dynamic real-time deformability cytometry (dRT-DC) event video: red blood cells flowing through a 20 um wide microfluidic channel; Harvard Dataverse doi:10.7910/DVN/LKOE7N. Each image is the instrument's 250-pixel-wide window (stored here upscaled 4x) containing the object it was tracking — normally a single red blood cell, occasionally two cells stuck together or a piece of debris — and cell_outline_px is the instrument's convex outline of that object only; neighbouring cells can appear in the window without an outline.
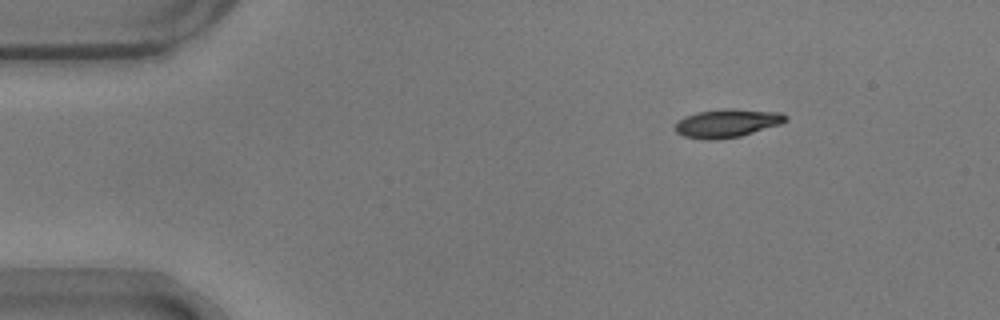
{"species": "common noctule bat (a hibernating species)", "species_latin": "Nyctalus noctula", "temperature_condition": "warm", "stored_images_in_passage": 48, "camera_frame_rate_fps": 3000, "um_per_image_px": 0.085, "animal": {"sex": "male", "body_mass_g": 17.9}, "frame": {"image": 1, "passage_image": 1, "time_ms": 0.0, "image_size_px": [1000, 320], "cell_outline_px": [[788, 120], [780, 124], [740, 136], [716, 140], [708, 140], [684, 136], [676, 132], [676, 120], [684, 116], [696, 112], [728, 108], [732, 108], [780, 112], [788, 116]], "centroid_in_image_um": [61.8, 10.46], "position_along_channel_um": 23.2, "area_um2": 18.32}}
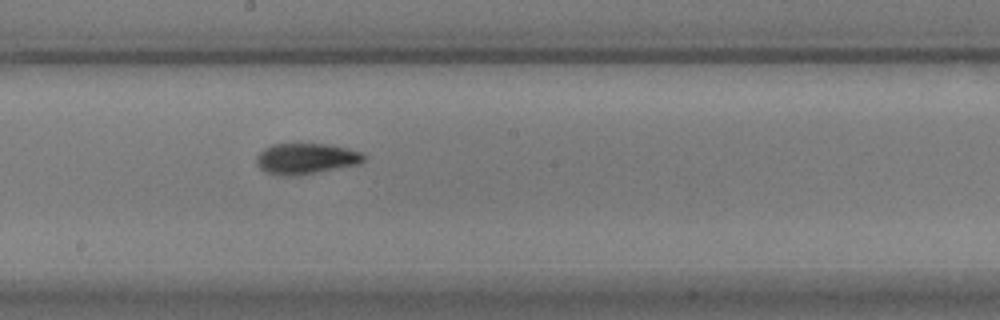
{"frame": {"image": 2, "passage_image": 23, "time_ms": 7.333, "image_size_px": [1000, 320], "cell_outline_px": [[368, 160], [360, 164], [300, 176], [276, 176], [264, 172], [256, 164], [256, 156], [264, 148], [272, 144], [296, 140], [324, 144], [348, 148], [364, 152], [368, 156]], "centroid_in_image_um": [26.02, 13.46], "position_along_channel_um": 222.2, "area_um2": 20.69}}
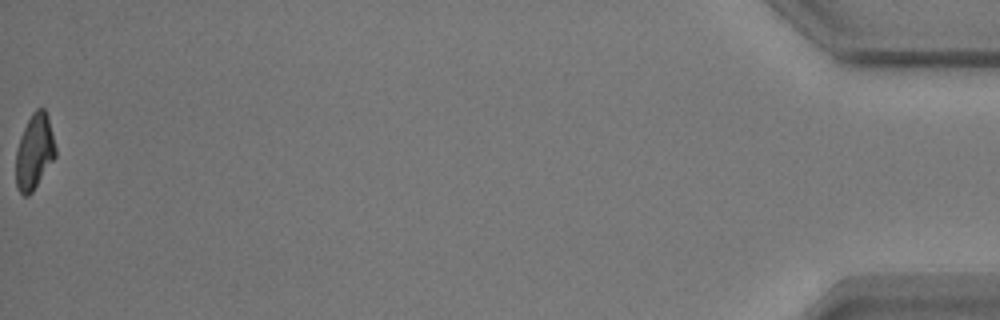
{"frame": {"image": 3, "passage_image": 48, "time_ms": 15.667, "image_size_px": [1000, 320], "cell_outline_px": [[56, 156], [32, 192], [28, 196], [24, 196], [16, 188], [16, 148], [20, 136], [32, 112], [36, 108], [44, 108], [48, 116], [56, 148]], "centroid_in_image_um": [2.92, 12.89], "position_along_channel_um": 432.3, "area_um2": 17.4}, "authors_computed_cell_mechanics": {"area_um2": 18.4093, "velocity_mm_per_s": 3.7147, "shape_relaxation_time_tau1_ms": 4.2763, "shape_relaxation_time_tau2_ms": 3.6642, "deformation_change_tau1": 0.1865, "deformation_change_tau2": 0.0711}}